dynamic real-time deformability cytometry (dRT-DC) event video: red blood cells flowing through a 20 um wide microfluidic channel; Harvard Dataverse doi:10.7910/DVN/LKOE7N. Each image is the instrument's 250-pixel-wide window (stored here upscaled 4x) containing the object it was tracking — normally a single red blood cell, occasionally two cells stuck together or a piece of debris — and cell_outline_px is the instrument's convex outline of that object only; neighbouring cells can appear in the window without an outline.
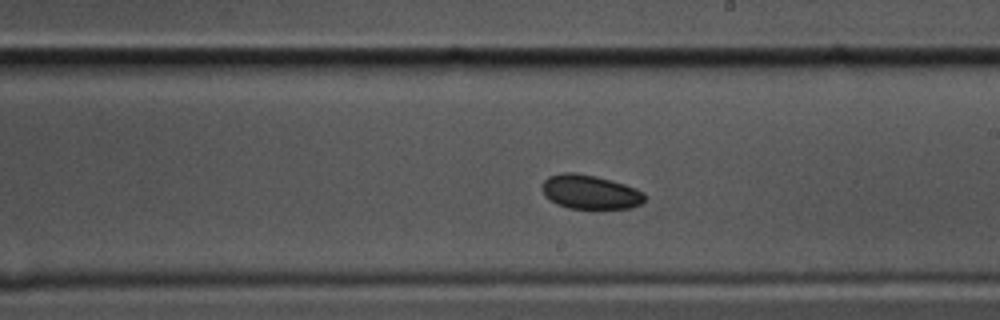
{"species": "common noctule bat (a hibernating species)", "species_latin": "Nyctalus noctula", "temperature_condition": "cold", "stored_images_in_passage": 56, "camera_frame_rate_fps": 3000, "um_per_image_px": 0.085, "animal": {"sex": "male", "body_mass_g": 17.5, "forearm_length_mm": 52.3}, "frame": {"image": 1, "passage_image": 29, "time_ms": 9.333, "image_size_px": [1000, 320], "cell_outline_px": [[644, 200], [640, 204], [632, 208], [568, 208], [556, 204], [544, 196], [540, 188], [544, 180], [548, 176], [564, 172], [576, 172], [596, 176], [612, 180], [636, 188], [644, 192]], "centroid_in_image_um": [50.12, 16.31], "position_along_channel_um": 238.9, "area_um2": 20.58}}
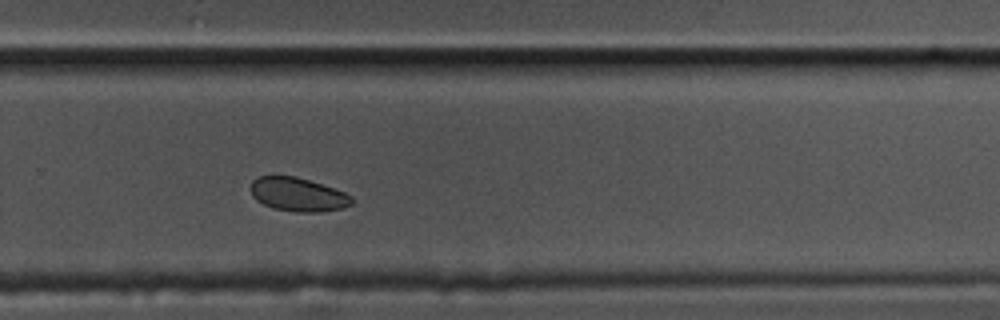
{"frame": {"image": 2, "passage_image": 35, "time_ms": 11.333, "image_size_px": [1000, 320], "cell_outline_px": [[352, 204], [344, 208], [320, 212], [296, 212], [272, 208], [256, 200], [252, 196], [248, 188], [252, 180], [260, 176], [296, 176], [344, 192], [352, 196]], "centroid_in_image_um": [25.28, 16.54], "position_along_channel_um": 304.5, "area_um2": 19.94}}
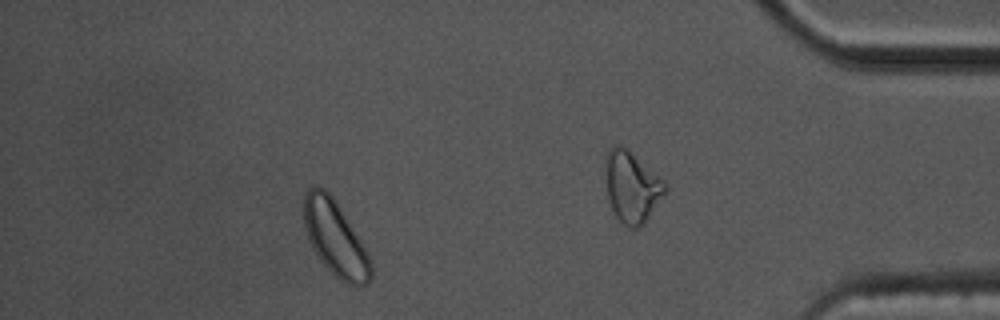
{"frame": {"image": 3, "passage_image": 49, "time_ms": 16.0, "image_size_px": [1000, 320], "cell_outline_px": [[372, 276], [368, 284], [348, 284], [340, 280], [316, 256], [308, 240], [304, 228], [304, 192], [308, 188], [324, 188], [332, 196], [368, 252], [372, 260]], "centroid_in_image_um": [28.49, 20.28], "position_along_channel_um": 406.7, "area_um2": 29.02}, "authors_computed_cell_mechanics": {"area_um2": 20.7502, "velocity_mm_per_s": 3.2793, "shape_relaxation_time_tau1_ms": null, "shape_relaxation_time_tau2_ms": 6.6489, "deformation_change_tau1": null, "deformation_change_tau2": 0.0639}}